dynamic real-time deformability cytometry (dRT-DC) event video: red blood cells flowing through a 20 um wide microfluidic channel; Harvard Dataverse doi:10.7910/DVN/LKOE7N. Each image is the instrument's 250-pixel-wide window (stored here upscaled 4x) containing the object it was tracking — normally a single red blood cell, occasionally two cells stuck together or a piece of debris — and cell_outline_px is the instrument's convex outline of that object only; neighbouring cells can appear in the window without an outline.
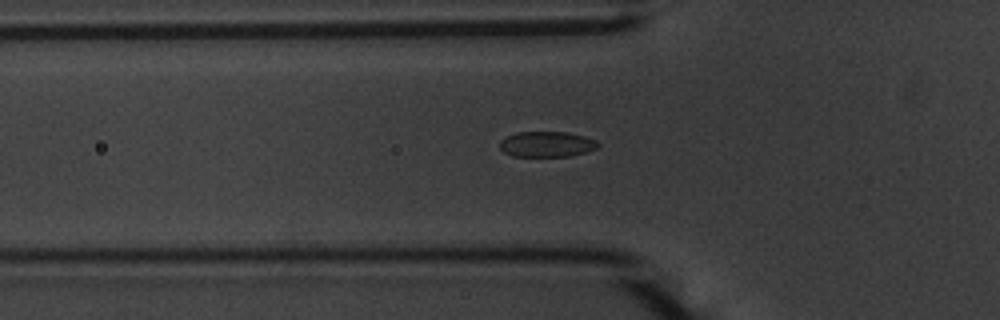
{"species": "common noctule bat (a hibernating species)", "species_latin": "Nyctalus noctula", "temperature_condition": "warm", "stored_images_in_passage": 43, "camera_frame_rate_fps": 3000, "um_per_image_px": 0.085, "animal": {"sex": "male", "body_mass_g": 20.1, "forearm_length_mm": 53.5}, "frame": {"image": 1, "passage_image": 6, "time_ms": 1.667, "image_size_px": [1000, 320], "cell_outline_px": [[600, 144], [596, 148], [572, 156], [512, 156], [504, 152], [500, 148], [500, 140], [516, 132], [564, 132], [584, 136], [596, 140]], "centroid_in_image_um": [46.46, 12.26], "position_along_channel_um": 79.3, "area_um2": 14.51}}
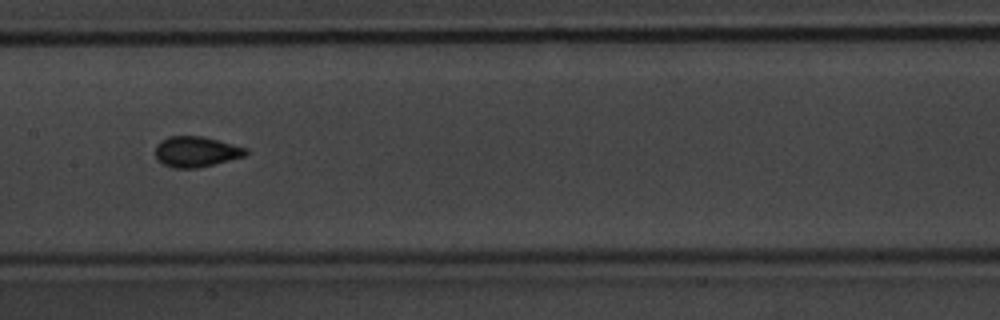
{"frame": {"image": 2, "passage_image": 15, "time_ms": 4.667, "image_size_px": [1000, 320], "cell_outline_px": [[248, 152], [244, 156], [196, 168], [172, 168], [164, 164], [156, 156], [156, 144], [160, 140], [168, 136], [204, 136], [248, 148]], "centroid_in_image_um": [16.66, 12.87], "position_along_channel_um": 190.7, "area_um2": 16.01}}
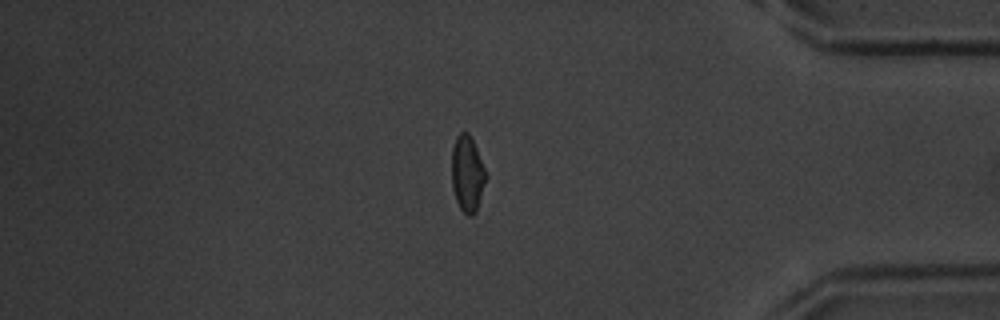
{"frame": {"image": 3, "passage_image": 34, "time_ms": 11.0, "image_size_px": [1000, 320], "cell_outline_px": [[484, 180], [476, 212], [472, 216], [468, 216], [460, 208], [456, 200], [452, 188], [452, 148], [456, 136], [460, 132], [468, 132], [476, 148], [484, 168]], "centroid_in_image_um": [39.67, 14.76], "position_along_channel_um": 395.5, "area_um2": 14.68}, "authors_computed_cell_mechanics": {"area_um2": 15.2014, "velocity_mm_per_s": 3.6782, "shape_relaxation_time_tau1_ms": 3.2788, "shape_relaxation_time_tau2_ms": 0.6933, "deformation_change_tau1": 0.1107, "deformation_change_tau2": 0.0492}}